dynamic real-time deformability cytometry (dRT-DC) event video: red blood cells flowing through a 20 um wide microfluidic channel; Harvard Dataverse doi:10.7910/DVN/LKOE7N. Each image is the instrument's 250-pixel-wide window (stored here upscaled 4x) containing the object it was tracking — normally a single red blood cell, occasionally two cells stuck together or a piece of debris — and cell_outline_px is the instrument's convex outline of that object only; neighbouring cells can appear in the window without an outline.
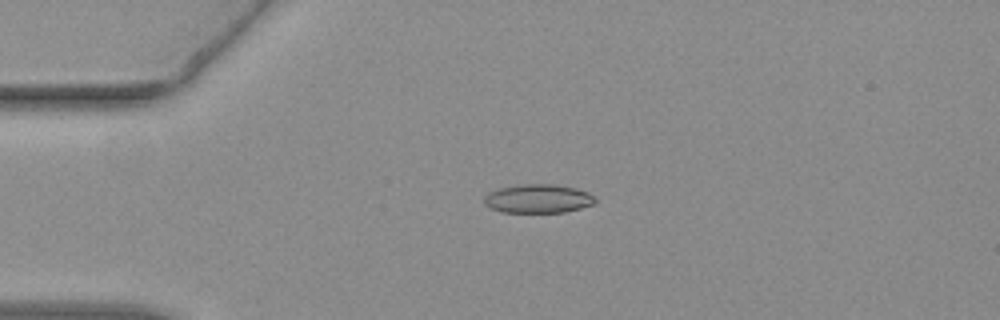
{"species": "common noctule bat (a hibernating species)", "species_latin": "Nyctalus noctula", "temperature_condition": "warm", "stored_images_in_passage": 48, "camera_frame_rate_fps": 3000, "um_per_image_px": 0.085, "animal": {"sex": "female", "body_mass_g": 19.3, "forearm_length_mm": 54.1}, "frame": {"image": 1, "passage_image": 7, "time_ms": 2.0, "image_size_px": [1000, 320], "cell_outline_px": [[596, 200], [592, 204], [580, 208], [564, 212], [500, 212], [488, 208], [484, 204], [484, 196], [488, 192], [500, 188], [520, 184], [556, 184], [576, 188], [588, 192]], "centroid_in_image_um": [45.68, 16.88], "position_along_channel_um": 39.3, "area_um2": 18.67}}
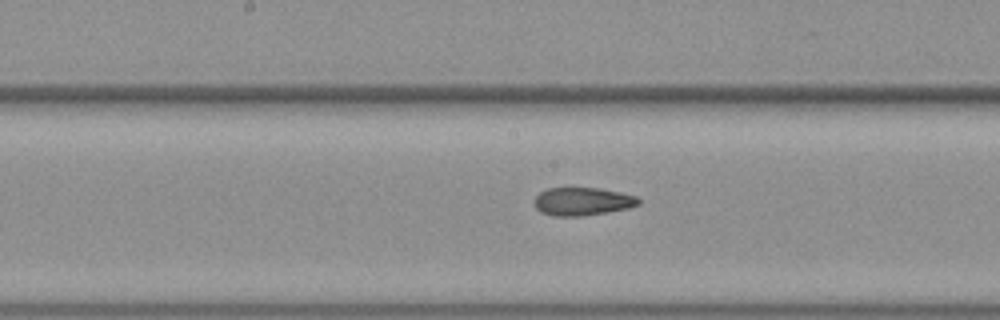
{"frame": {"image": 2, "passage_image": 22, "time_ms": 7.0, "image_size_px": [1000, 320], "cell_outline_px": [[640, 204], [628, 208], [580, 216], [552, 216], [540, 212], [536, 208], [532, 200], [540, 192], [548, 188], [600, 188], [620, 192], [636, 196], [640, 200]], "centroid_in_image_um": [49.47, 17.12], "position_along_channel_um": 198.7, "area_um2": 17.05}}
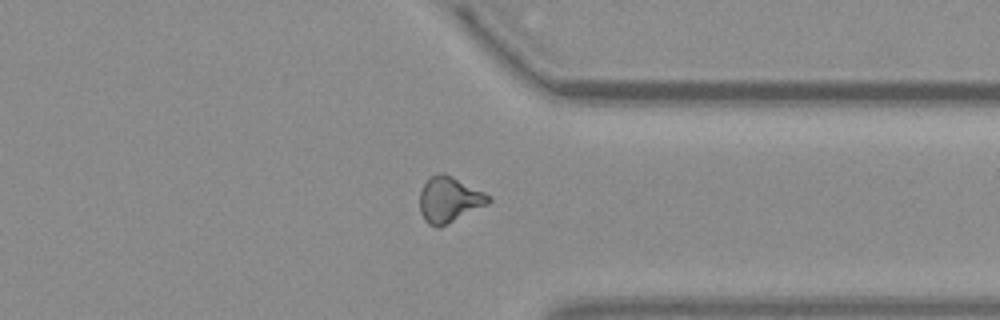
{"frame": {"image": 3, "passage_image": 36, "time_ms": 11.667, "image_size_px": [1000, 320], "cell_outline_px": [[492, 200], [488, 204], [440, 228], [436, 228], [428, 224], [424, 220], [420, 212], [420, 192], [424, 184], [432, 176], [440, 172], [444, 172], [492, 196]], "centroid_in_image_um": [38.19, 16.99], "position_along_channel_um": 373.2, "area_um2": 18.38}, "authors_computed_cell_mechanics": {"area_um2": 17.8891, "velocity_mm_per_s": 3.8047, "shape_relaxation_time_tau1_ms": null, "shape_relaxation_time_tau2_ms": 2.1166, "deformation_change_tau1": null, "deformation_change_tau2": 0.0884}}